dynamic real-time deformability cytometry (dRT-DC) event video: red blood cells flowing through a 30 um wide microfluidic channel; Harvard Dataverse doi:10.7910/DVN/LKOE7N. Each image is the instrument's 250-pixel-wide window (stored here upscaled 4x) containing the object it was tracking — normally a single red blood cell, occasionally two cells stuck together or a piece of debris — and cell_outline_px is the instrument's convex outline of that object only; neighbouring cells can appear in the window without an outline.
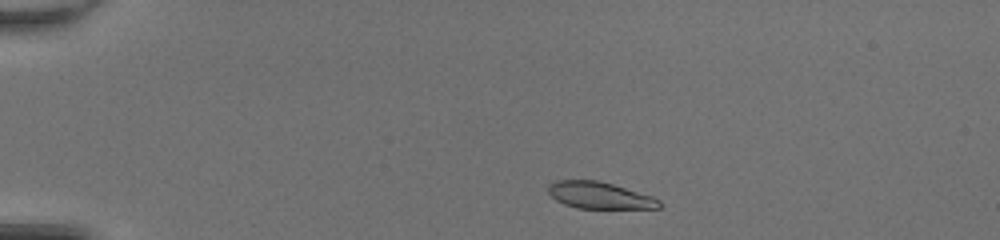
{"species": "common noctule bat (a hibernating species)", "species_latin": "Nyctalus noctula", "temperature_condition": "room temperature", "stored_images_in_passage": 41, "camera_frame_rate_fps": 3000, "um_per_image_px": 0.085, "animal": {"sex": "female", "body_mass_g": 20.0, "forearm_length_mm": 54.0}, "frame": {"image": 1, "passage_image": 2, "time_ms": 0.333, "image_size_px": [1000, 240], "cell_outline_px": [[664, 204], [660, 208], [576, 208], [564, 204], [556, 200], [548, 192], [548, 184], [556, 180], [600, 180], [652, 196], [660, 200]], "centroid_in_image_um": [50.97, 16.6], "position_along_channel_um": 34.0, "area_um2": 17.4}}
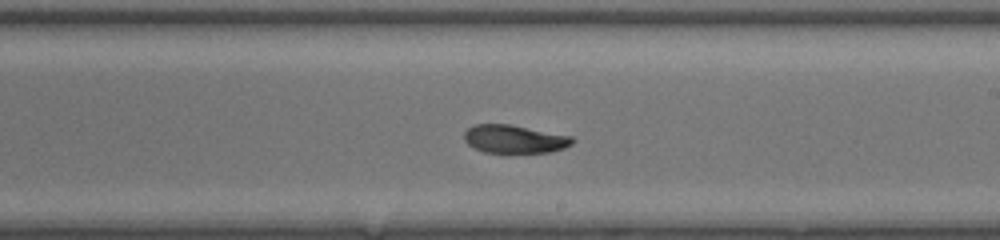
{"frame": {"image": 2, "passage_image": 22, "time_ms": 7.0, "image_size_px": [1000, 240], "cell_outline_px": [[576, 140], [572, 144], [564, 148], [548, 152], [484, 152], [468, 144], [464, 140], [464, 132], [468, 128], [476, 124], [512, 124], [572, 136]], "centroid_in_image_um": [43.75, 11.8], "position_along_channel_um": 245.3, "area_um2": 17.74}}
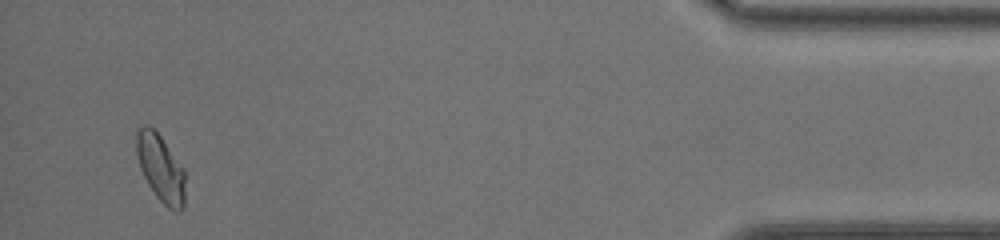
{"frame": {"image": 3, "passage_image": 39, "time_ms": 12.667, "image_size_px": [1000, 240], "cell_outline_px": [[184, 208], [180, 212], [176, 212], [168, 208], [156, 196], [148, 184], [140, 168], [136, 152], [136, 132], [144, 124], [148, 124], [160, 136], [184, 168]], "centroid_in_image_um": [13.65, 14.31], "position_along_channel_um": 421.5, "area_um2": 19.02}, "authors_computed_cell_mechanics": {"area_um2": 18.7272, "velocity_mm_per_s": 4.2659, "shape_relaxation_time_tau1_ms": null, "shape_relaxation_time_tau2_ms": 2.0963, "deformation_change_tau1": null, "deformation_change_tau2": 0.0623}}